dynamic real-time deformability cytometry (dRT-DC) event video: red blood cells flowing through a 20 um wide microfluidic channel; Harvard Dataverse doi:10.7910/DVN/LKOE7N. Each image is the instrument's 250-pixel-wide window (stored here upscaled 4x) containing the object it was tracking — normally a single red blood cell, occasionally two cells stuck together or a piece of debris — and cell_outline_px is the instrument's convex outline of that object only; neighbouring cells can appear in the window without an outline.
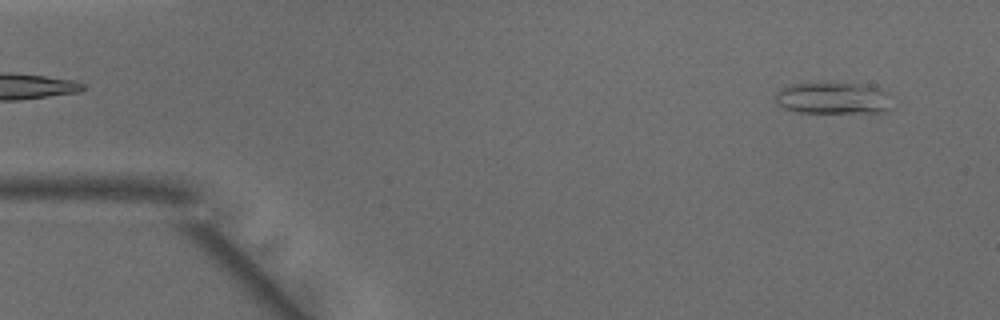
{"species": "common noctule bat (a hibernating species)", "species_latin": "Nyctalus noctula", "temperature_condition": "warm", "stored_images_in_passage": 46, "camera_frame_rate_fps": 3000, "um_per_image_px": 0.085, "animal": {"sex": "male", "body_mass_g": 15.6}, "frame": {"image": 1, "passage_image": 2, "time_ms": 0.333, "image_size_px": [1000, 320], "cell_outline_px": [[896, 108], [884, 112], [796, 112], [784, 108], [776, 104], [776, 92], [792, 84], [856, 84], [876, 88], [888, 92]], "centroid_in_image_um": [70.89, 8.38], "position_along_channel_um": 14.1, "area_um2": 21.39}}
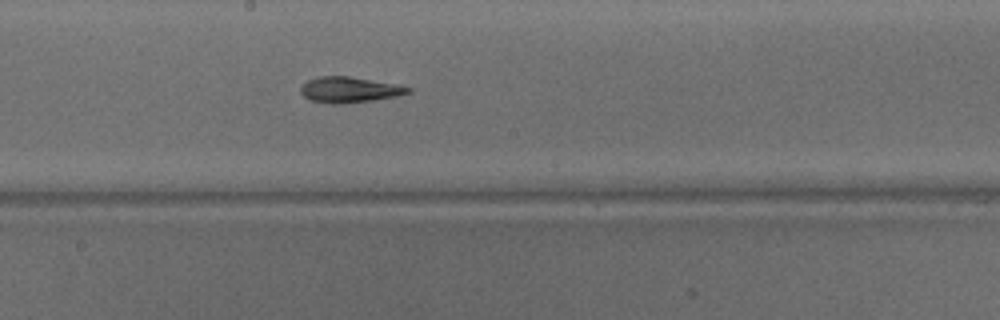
{"frame": {"image": 2, "passage_image": 24, "time_ms": 7.667, "image_size_px": [1000, 320], "cell_outline_px": [[412, 92], [396, 96], [372, 100], [336, 104], [332, 104], [312, 100], [304, 96], [300, 92], [300, 88], [308, 80], [320, 76], [348, 76], [392, 84], [412, 88]], "centroid_in_image_um": [29.67, 7.63], "position_along_channel_um": 218.5, "area_um2": 15.66}}
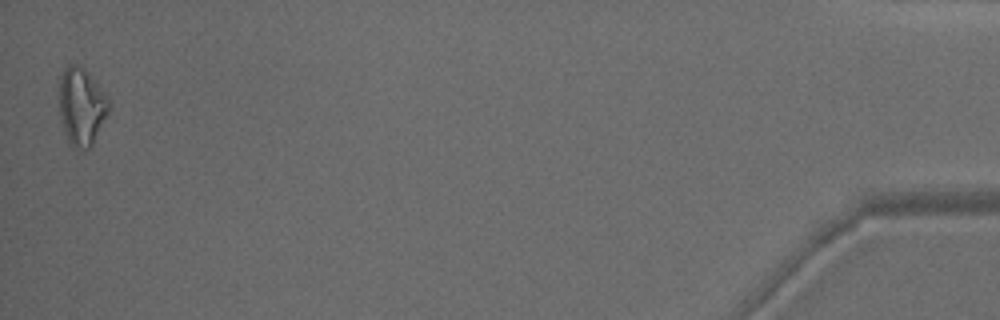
{"frame": {"image": 3, "passage_image": 46, "time_ms": 15.0, "image_size_px": [1000, 320], "cell_outline_px": [[112, 108], [92, 144], [88, 148], [80, 148], [72, 144], [64, 128], [60, 116], [60, 76], [64, 68], [68, 64], [76, 64], [88, 72], [112, 100]], "centroid_in_image_um": [6.99, 8.99], "position_along_channel_um": 428.2, "area_um2": 22.31}, "authors_computed_cell_mechanics": {"area_um2": 16.8487, "velocity_mm_per_s": 4.1536, "shape_relaxation_time_tau1_ms": null, "shape_relaxation_time_tau2_ms": 3.526, "deformation_change_tau1": null, "deformation_change_tau2": 0.1456}}